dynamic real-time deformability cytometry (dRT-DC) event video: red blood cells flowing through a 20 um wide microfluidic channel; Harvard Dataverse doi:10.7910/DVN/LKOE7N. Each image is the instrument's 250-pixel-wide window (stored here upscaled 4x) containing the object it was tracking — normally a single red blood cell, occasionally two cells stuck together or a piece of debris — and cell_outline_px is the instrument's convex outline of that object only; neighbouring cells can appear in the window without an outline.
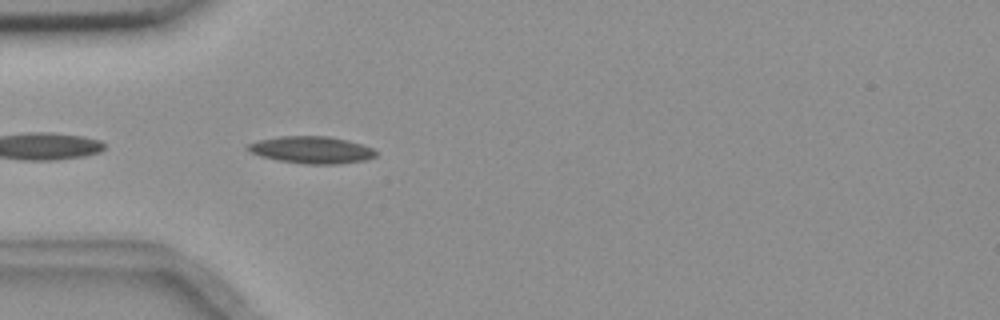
{"species": "common noctule bat (a hibernating species)", "species_latin": "Nyctalus noctula", "temperature_condition": "room temperature", "stored_images_in_passage": 6, "camera_frame_rate_fps": 3000, "um_per_image_px": 0.085, "animal": {"sex": "female", "body_mass_g": 18.4}, "frame": {"image": 1, "passage_image": 2, "time_ms": 0.333, "image_size_px": [1000, 320], "cell_outline_px": [[376, 156], [364, 160], [336, 164], [304, 164], [280, 160], [260, 156], [244, 148], [248, 144], [260, 140], [280, 136], [328, 136], [348, 140], [372, 148], [376, 152]], "centroid_in_image_um": [26.47, 12.73], "position_along_channel_um": 58.5, "area_um2": 20.0}}